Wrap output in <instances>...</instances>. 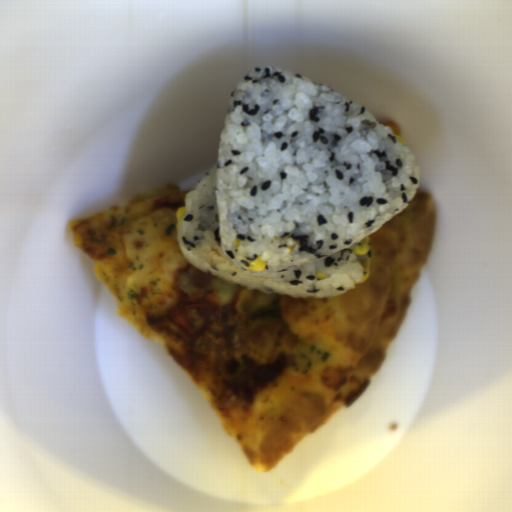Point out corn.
<instances>
[{
  "mask_svg": "<svg viewBox=\"0 0 512 512\" xmlns=\"http://www.w3.org/2000/svg\"><path fill=\"white\" fill-rule=\"evenodd\" d=\"M187 212H188V210H187L186 206L178 207V209L176 211V215H175L176 228L181 229L182 220L185 217V215L187 214Z\"/></svg>",
  "mask_w": 512,
  "mask_h": 512,
  "instance_id": "obj_4",
  "label": "corn"
},
{
  "mask_svg": "<svg viewBox=\"0 0 512 512\" xmlns=\"http://www.w3.org/2000/svg\"><path fill=\"white\" fill-rule=\"evenodd\" d=\"M393 136L396 137V139L403 145V146H406V141L404 138H402L401 136L397 135V134H393Z\"/></svg>",
  "mask_w": 512,
  "mask_h": 512,
  "instance_id": "obj_7",
  "label": "corn"
},
{
  "mask_svg": "<svg viewBox=\"0 0 512 512\" xmlns=\"http://www.w3.org/2000/svg\"><path fill=\"white\" fill-rule=\"evenodd\" d=\"M372 249L370 236L364 237L352 247V252L358 255H366Z\"/></svg>",
  "mask_w": 512,
  "mask_h": 512,
  "instance_id": "obj_1",
  "label": "corn"
},
{
  "mask_svg": "<svg viewBox=\"0 0 512 512\" xmlns=\"http://www.w3.org/2000/svg\"><path fill=\"white\" fill-rule=\"evenodd\" d=\"M240 246H241V239H239L238 237L234 238V241H233L234 249L238 250Z\"/></svg>",
  "mask_w": 512,
  "mask_h": 512,
  "instance_id": "obj_5",
  "label": "corn"
},
{
  "mask_svg": "<svg viewBox=\"0 0 512 512\" xmlns=\"http://www.w3.org/2000/svg\"><path fill=\"white\" fill-rule=\"evenodd\" d=\"M361 267L363 269V276L362 279L359 281L360 283L365 282L370 277V271H371V258H364L361 261Z\"/></svg>",
  "mask_w": 512,
  "mask_h": 512,
  "instance_id": "obj_3",
  "label": "corn"
},
{
  "mask_svg": "<svg viewBox=\"0 0 512 512\" xmlns=\"http://www.w3.org/2000/svg\"><path fill=\"white\" fill-rule=\"evenodd\" d=\"M287 247L289 248V252H290V253H293V252H294V250H295V246H293V245H287Z\"/></svg>",
  "mask_w": 512,
  "mask_h": 512,
  "instance_id": "obj_8",
  "label": "corn"
},
{
  "mask_svg": "<svg viewBox=\"0 0 512 512\" xmlns=\"http://www.w3.org/2000/svg\"><path fill=\"white\" fill-rule=\"evenodd\" d=\"M315 276H316V278L321 279V280L327 278V275L325 272H317V273H315Z\"/></svg>",
  "mask_w": 512,
  "mask_h": 512,
  "instance_id": "obj_6",
  "label": "corn"
},
{
  "mask_svg": "<svg viewBox=\"0 0 512 512\" xmlns=\"http://www.w3.org/2000/svg\"><path fill=\"white\" fill-rule=\"evenodd\" d=\"M248 268L252 272H263L266 269V261L261 258V255H258L255 259L251 260Z\"/></svg>",
  "mask_w": 512,
  "mask_h": 512,
  "instance_id": "obj_2",
  "label": "corn"
}]
</instances>
